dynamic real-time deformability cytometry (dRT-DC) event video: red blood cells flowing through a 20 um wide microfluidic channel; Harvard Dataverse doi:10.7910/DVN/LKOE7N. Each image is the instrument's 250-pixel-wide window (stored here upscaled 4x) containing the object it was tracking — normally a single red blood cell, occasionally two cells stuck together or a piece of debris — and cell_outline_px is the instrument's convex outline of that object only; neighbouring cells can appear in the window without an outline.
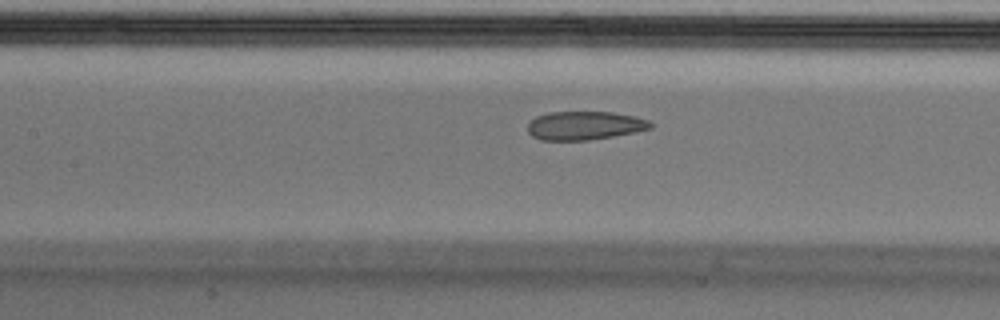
{"species": "Egyptian fruit bat (a non-hibernating species)", "species_latin": "Rousettus aegyptiacus", "temperature_condition": "cold", "stored_images_in_passage": 54, "camera_frame_rate_fps": 3000, "um_per_image_px": 0.085, "animal": {"sex": "male"}, "frame": {"image": 1, "passage_image": 24, "time_ms": 7.667, "image_size_px": [1000, 320], "cell_outline_px": [[652, 128], [636, 132], [588, 140], [540, 140], [532, 136], [528, 132], [528, 124], [536, 116], [548, 112], [612, 112], [636, 116], [648, 120], [652, 124]], "centroid_in_image_um": [49.69, 10.67], "position_along_channel_um": 157.7, "area_um2": 20.46}}
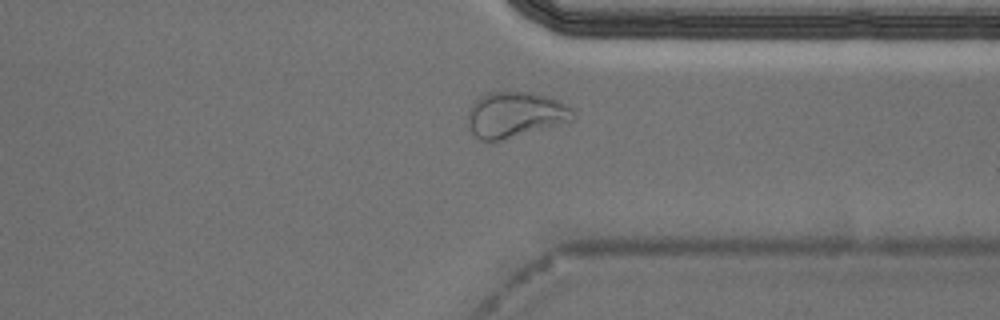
{"frame": {"image": 2, "passage_image": 41, "time_ms": 13.333, "image_size_px": [1000, 320], "cell_outline_px": [[576, 120], [492, 144], [480, 140], [472, 132], [468, 124], [468, 108], [480, 96], [488, 92], [532, 92], [556, 100], [572, 108], [576, 116]], "centroid_in_image_um": [43.78, 9.79], "position_along_channel_um": 367.6, "area_um2": 28.55}, "authors_computed_cell_mechanics": {"area_um2": 23.1489, "velocity_mm_per_s": 3.722, "shape_relaxation_time_tau1_ms": null, "shape_relaxation_time_tau2_ms": 1.508, "deformation_change_tau1": null, "deformation_change_tau2": 0.0692}}